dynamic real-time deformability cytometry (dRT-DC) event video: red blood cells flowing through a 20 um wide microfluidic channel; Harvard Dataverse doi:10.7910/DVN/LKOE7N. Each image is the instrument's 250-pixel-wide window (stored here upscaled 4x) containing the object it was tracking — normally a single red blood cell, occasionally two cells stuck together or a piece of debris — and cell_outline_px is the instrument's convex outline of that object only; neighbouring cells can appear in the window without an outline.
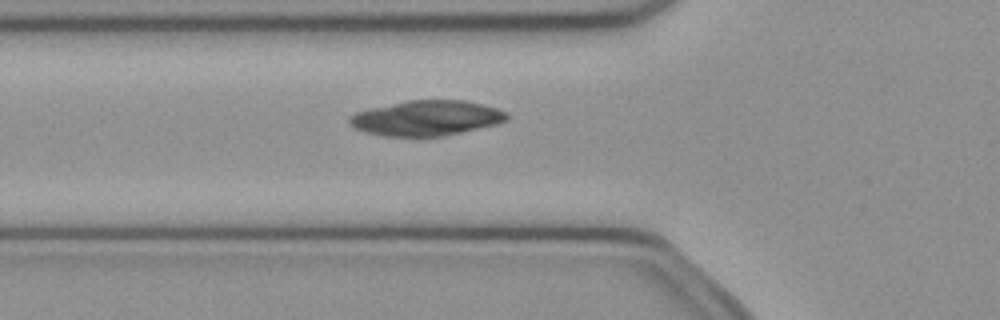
{"species": "common noctule bat (a hibernating species)", "species_latin": "Nyctalus noctula", "temperature_condition": "cold", "stored_images_in_passage": 50, "camera_frame_rate_fps": 3000, "um_per_image_px": 0.085, "animal": {"sex": "female", "body_mass_g": 21.9}, "frame": {"image": 1, "passage_image": 18, "time_ms": 5.667, "image_size_px": [1000, 320], "cell_outline_px": [[508, 120], [496, 124], [444, 136], [384, 136], [364, 132], [348, 124], [348, 116], [356, 112], [368, 108], [404, 100], [464, 100], [496, 108], [508, 112]], "centroid_in_image_um": [36.2, 10.03], "position_along_channel_um": 89.6, "area_um2": 32.43}}
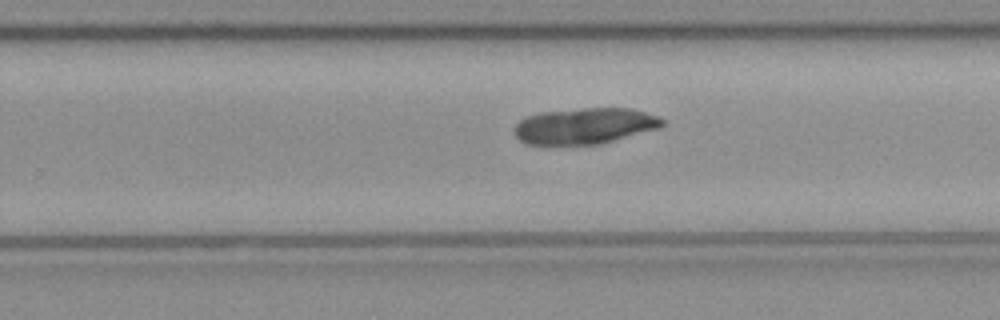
{"frame": {"image": 2, "passage_image": 32, "time_ms": 10.333, "image_size_px": [1000, 320], "cell_outline_px": [[664, 124], [660, 128], [600, 144], [528, 144], [520, 140], [516, 136], [516, 124], [520, 120], [528, 116], [544, 112], [584, 108], [628, 108], [644, 112], [656, 116], [664, 120]], "centroid_in_image_um": [49.73, 10.7], "position_along_channel_um": 280.1, "area_um2": 30.63}}
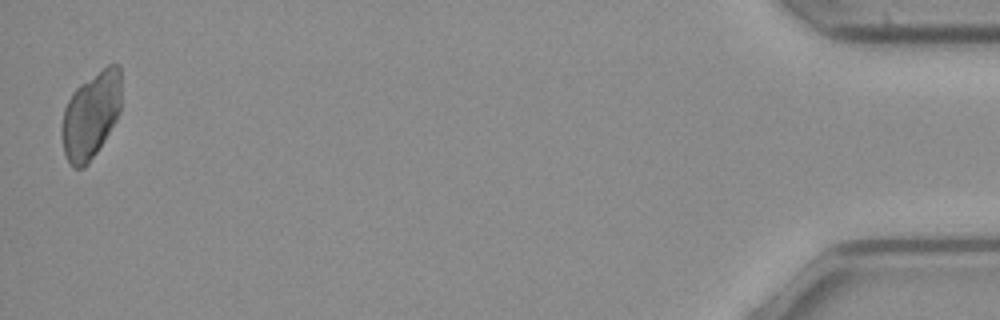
{"frame": {"image": 3, "passage_image": 50, "time_ms": 16.333, "image_size_px": [1000, 320], "cell_outline_px": [[120, 112], [116, 120], [104, 140], [88, 164], [84, 168], [72, 168], [64, 152], [60, 136], [60, 128], [64, 108], [72, 92], [80, 84], [108, 64], [116, 64], [120, 68]], "centroid_in_image_um": [7.69, 9.81], "position_along_channel_um": 427.5, "area_um2": 30.11}}